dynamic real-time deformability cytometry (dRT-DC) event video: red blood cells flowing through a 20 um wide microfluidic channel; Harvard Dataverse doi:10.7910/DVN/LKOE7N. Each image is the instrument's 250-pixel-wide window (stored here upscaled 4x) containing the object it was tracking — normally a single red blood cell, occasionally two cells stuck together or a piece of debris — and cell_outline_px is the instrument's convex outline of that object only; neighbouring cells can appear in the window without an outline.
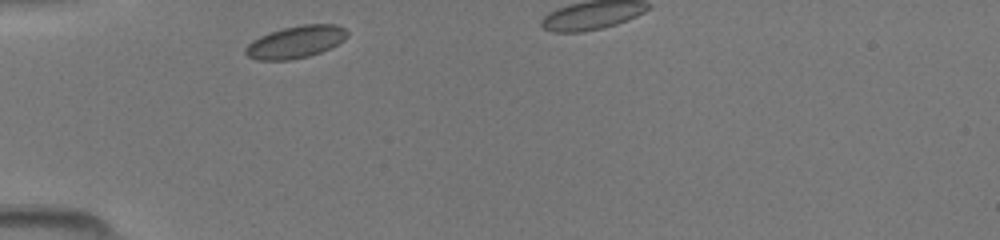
{"species": "common noctule bat (a hibernating species)", "species_latin": "Nyctalus noctula", "temperature_condition": "room temperature", "stored_images_in_passage": 28, "camera_frame_rate_fps": 3000, "um_per_image_px": 0.085, "animal": {"sex": "female", "body_mass_g": 19.5, "forearm_length_mm": 54.1}, "frame": {"image": 1, "passage_image": 1, "time_ms": 0.0, "image_size_px": [1000, 240], "cell_outline_px": [[348, 36], [344, 40], [332, 48], [308, 56], [288, 60], [256, 60], [248, 56], [244, 52], [244, 48], [252, 40], [268, 32], [300, 24], [336, 24], [344, 28], [348, 32]], "centroid_in_image_um": [25.14, 3.56], "position_along_channel_um": 59.9, "area_um2": 19.31}}
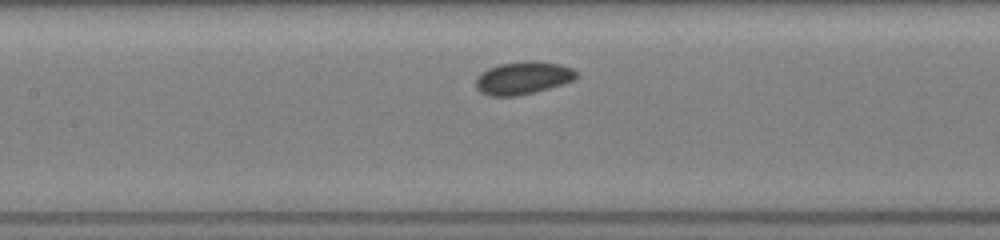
{"frame": {"image": 2, "passage_image": 9, "time_ms": 2.667, "image_size_px": [1000, 240], "cell_outline_px": [[576, 76], [572, 80], [548, 88], [516, 96], [488, 96], [480, 92], [476, 88], [476, 76], [480, 72], [488, 68], [500, 64], [532, 60], [560, 64], [572, 68], [576, 72]], "centroid_in_image_um": [44.38, 6.62], "position_along_channel_um": 163.0, "area_um2": 19.02}}
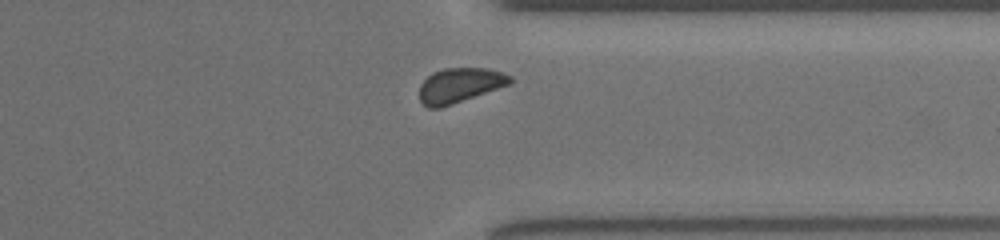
{"frame": {"image": 3, "passage_image": 24, "time_ms": 7.667, "image_size_px": [1000, 240], "cell_outline_px": [[512, 80], [508, 84], [452, 104], [440, 108], [428, 108], [420, 100], [420, 84], [432, 72], [444, 68], [488, 68], [504, 72], [512, 76]], "centroid_in_image_um": [39.06, 7.23], "position_along_channel_um": 372.3, "area_um2": 18.15}}